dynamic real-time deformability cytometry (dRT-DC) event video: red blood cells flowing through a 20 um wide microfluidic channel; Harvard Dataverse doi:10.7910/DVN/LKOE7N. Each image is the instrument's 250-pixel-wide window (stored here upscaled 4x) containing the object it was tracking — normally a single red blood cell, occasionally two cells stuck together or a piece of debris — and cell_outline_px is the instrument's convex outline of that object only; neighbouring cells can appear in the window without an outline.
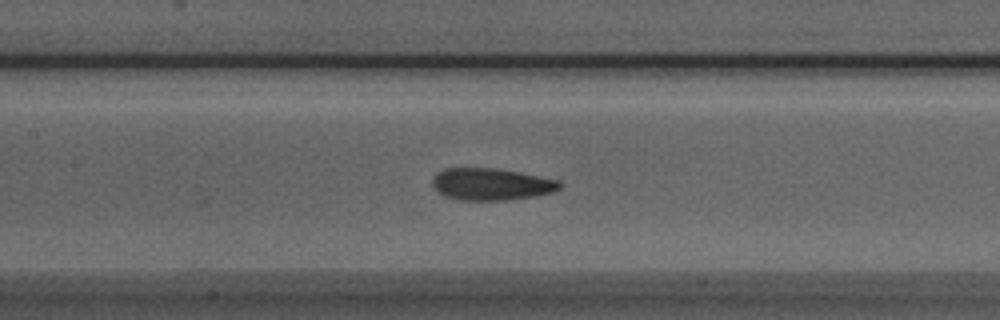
{"species": "Egyptian fruit bat (a non-hibernating species)", "species_latin": "Rousettus aegyptiacus", "temperature_condition": "room temperature", "stored_images_in_passage": 37, "camera_frame_rate_fps": 3000, "um_per_image_px": 0.085, "animal": {"sex": "male"}, "frame": {"image": 1, "passage_image": 16, "time_ms": 5.0, "image_size_px": [1000, 320], "cell_outline_px": [[564, 184], [560, 188], [552, 192], [536, 196], [504, 200], [460, 200], [444, 196], [436, 192], [432, 184], [432, 180], [436, 172], [444, 168], [492, 168], [516, 172], [560, 180]], "centroid_in_image_um": [41.72, 15.66], "position_along_channel_um": 165.7, "area_um2": 23.81}}
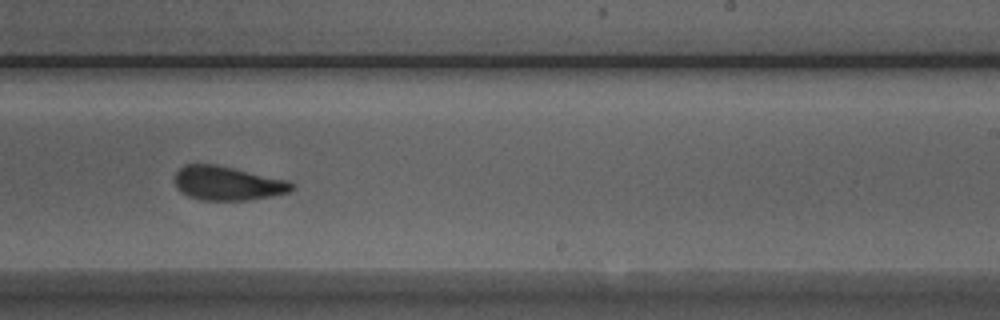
{"frame": {"image": 2, "passage_image": 24, "time_ms": 7.667, "image_size_px": [1000, 320], "cell_outline_px": [[296, 188], [288, 192], [272, 196], [248, 200], [200, 200], [188, 196], [180, 192], [176, 188], [176, 172], [184, 164], [216, 164], [288, 180]], "centroid_in_image_um": [19.33, 15.58], "position_along_channel_um": 269.7, "area_um2": 23.24}}
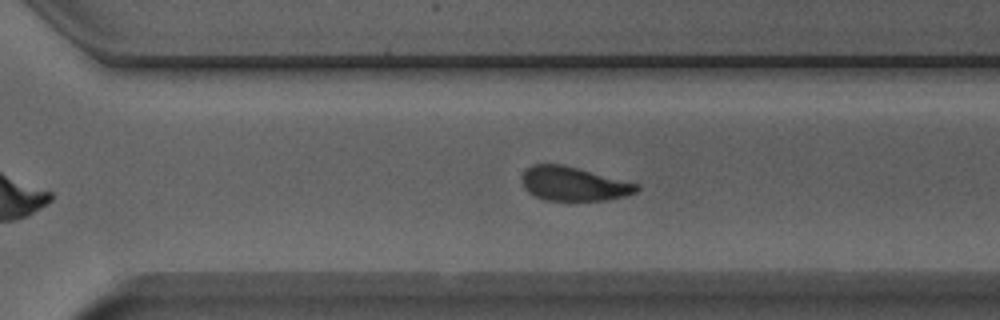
{"frame": {"image": 3, "passage_image": 28, "time_ms": 9.0, "image_size_px": [1000, 320], "cell_outline_px": [[640, 188], [636, 192], [624, 196], [604, 200], [544, 200], [528, 192], [524, 188], [520, 180], [520, 176], [532, 164], [560, 164], [640, 184]], "centroid_in_image_um": [48.72, 15.62], "position_along_channel_um": 321.9, "area_um2": 22.6}, "authors_computed_cell_mechanics": {"area_um2": 23.987, "velocity_mm_per_s": 3.9176, "shape_relaxation_time_tau1_ms": 3.1292, "shape_relaxation_time_tau2_ms": 1.4494, "deformation_change_tau1": 0.1134, "deformation_change_tau2": 0.0973}}